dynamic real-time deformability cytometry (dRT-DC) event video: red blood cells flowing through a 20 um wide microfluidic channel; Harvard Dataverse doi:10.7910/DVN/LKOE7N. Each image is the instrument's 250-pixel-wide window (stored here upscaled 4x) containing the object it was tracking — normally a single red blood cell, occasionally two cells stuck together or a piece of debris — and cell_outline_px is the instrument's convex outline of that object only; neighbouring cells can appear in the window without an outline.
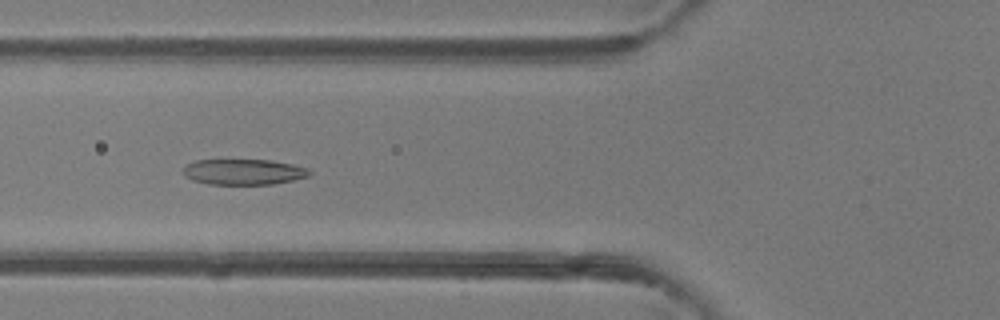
{"species": "common noctule bat (a hibernating species)", "species_latin": "Nyctalus noctula", "temperature_condition": "room temperature", "stored_images_in_passage": 49, "camera_frame_rate_fps": 3000, "um_per_image_px": 0.085, "animal": {"sex": "female"}, "frame": {"image": 1, "passage_image": 18, "time_ms": 5.667, "image_size_px": [1000, 320], "cell_outline_px": [[312, 172], [308, 176], [292, 180], [272, 184], [208, 184], [192, 180], [184, 176], [184, 168], [188, 164], [196, 160], [272, 160], [292, 164], [308, 168]], "centroid_in_image_um": [20.71, 14.61], "position_along_channel_um": 105.1, "area_um2": 18.79}}
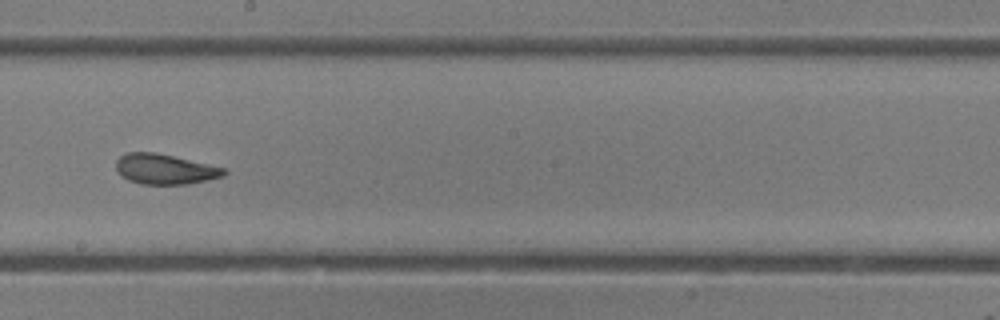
{"frame": {"image": 2, "passage_image": 27, "time_ms": 8.667, "image_size_px": [1000, 320], "cell_outline_px": [[228, 172], [224, 176], [208, 180], [188, 184], [140, 184], [128, 180], [116, 168], [116, 160], [124, 152], [156, 152], [208, 164], [224, 168]], "centroid_in_image_um": [14.02, 14.37], "position_along_channel_um": 234.2, "area_um2": 18.96}}
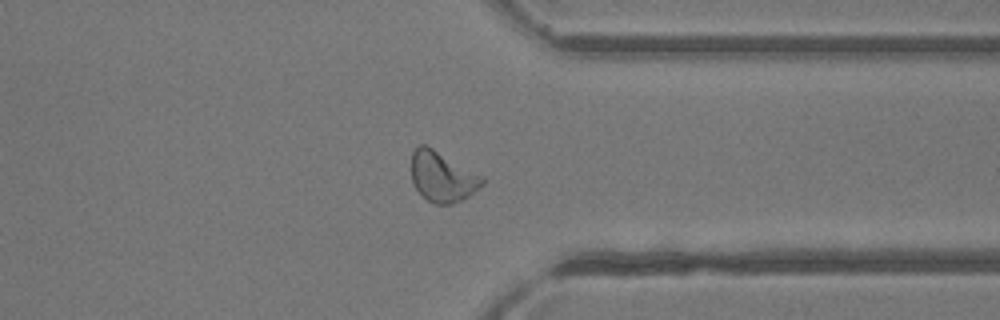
{"frame": {"image": 3, "passage_image": 37, "time_ms": 12.0, "image_size_px": [1000, 320], "cell_outline_px": [[484, 184], [468, 196], [452, 204], [436, 204], [428, 200], [412, 184], [412, 152], [420, 144], [424, 144], [432, 148], [484, 176]], "centroid_in_image_um": [37.61, 15.02], "position_along_channel_um": 373.8, "area_um2": 20.52}, "authors_computed_cell_mechanics": {"area_um2": 20.6924, "velocity_mm_per_s": 4.2926, "shape_relaxation_time_tau1_ms": 4.5878, "shape_relaxation_time_tau2_ms": 1.574, "deformation_change_tau1": 0.1667, "deformation_change_tau2": 0.0873}}